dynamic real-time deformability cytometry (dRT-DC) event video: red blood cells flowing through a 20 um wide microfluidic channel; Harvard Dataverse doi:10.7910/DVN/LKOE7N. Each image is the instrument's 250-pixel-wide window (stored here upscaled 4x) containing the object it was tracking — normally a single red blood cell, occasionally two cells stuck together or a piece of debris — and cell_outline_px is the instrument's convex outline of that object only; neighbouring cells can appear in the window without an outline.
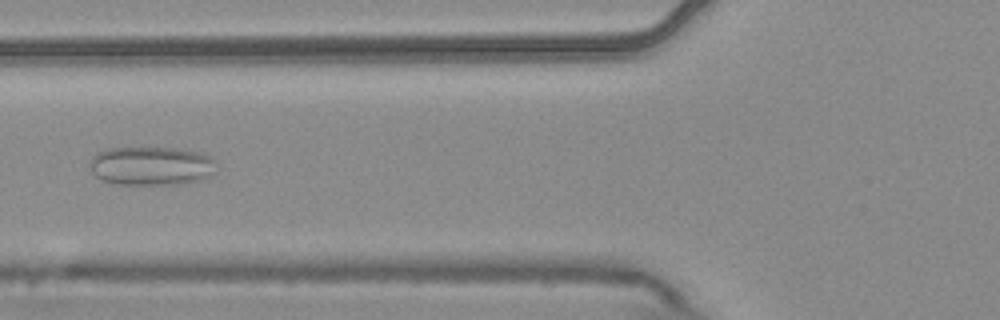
{"species": "common noctule bat (a hibernating species)", "species_latin": "Nyctalus noctula", "temperature_condition": "warm", "stored_images_in_passage": 4, "camera_frame_rate_fps": 3000, "um_per_image_px": 0.085, "animal": {"sex": "male", "body_mass_g": 20.4}, "frame": {"image": 1, "passage_image": 4, "time_ms": 1.0, "image_size_px": [1000, 320], "cell_outline_px": [[216, 172], [200, 180], [184, 184], [116, 184], [100, 180], [92, 172], [88, 164], [92, 156], [96, 152], [108, 148], [176, 148], [196, 152], [208, 156], [212, 160]], "centroid_in_image_um": [12.79, 14.11], "position_along_channel_um": 113.0, "area_um2": 28.67}}